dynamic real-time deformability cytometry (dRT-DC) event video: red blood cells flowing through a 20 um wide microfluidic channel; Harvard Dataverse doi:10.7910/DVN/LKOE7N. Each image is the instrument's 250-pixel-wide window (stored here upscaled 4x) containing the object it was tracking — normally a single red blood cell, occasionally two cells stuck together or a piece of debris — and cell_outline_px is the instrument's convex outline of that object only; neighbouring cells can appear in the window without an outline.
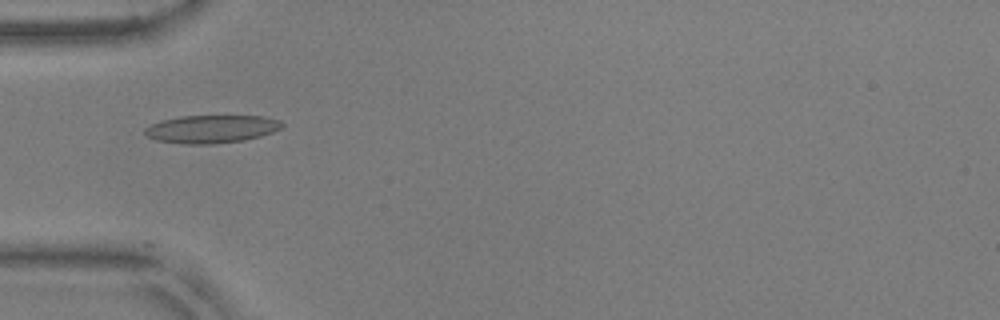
{"species": "common noctule bat (a hibernating species)", "species_latin": "Nyctalus noctula", "temperature_condition": "warm", "stored_images_in_passage": 21, "camera_frame_rate_fps": 3000, "um_per_image_px": 0.085, "animal": {"sex": "male", "body_mass_g": 17.9, "forearm_length_mm": 54.2}, "frame": {"image": 1, "passage_image": 1, "time_ms": 0.0, "image_size_px": [1000, 320], "cell_outline_px": [[284, 124], [280, 128], [272, 132], [260, 136], [244, 140], [212, 144], [184, 144], [156, 140], [148, 136], [144, 132], [144, 128], [160, 120], [180, 116], [264, 116], [280, 120]], "centroid_in_image_um": [17.96, 10.96], "position_along_channel_um": 67.0, "area_um2": 22.31}}
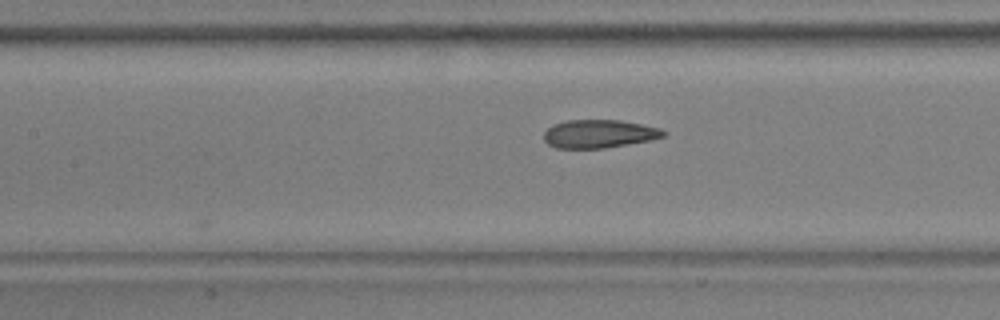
{"frame": {"image": 2, "passage_image": 8, "time_ms": 2.333, "image_size_px": [1000, 320], "cell_outline_px": [[664, 136], [652, 140], [604, 148], [556, 148], [548, 144], [544, 140], [544, 132], [552, 124], [564, 120], [620, 120], [660, 128], [664, 132]], "centroid_in_image_um": [50.88, 11.37], "position_along_channel_um": 156.5, "area_um2": 19.65}}
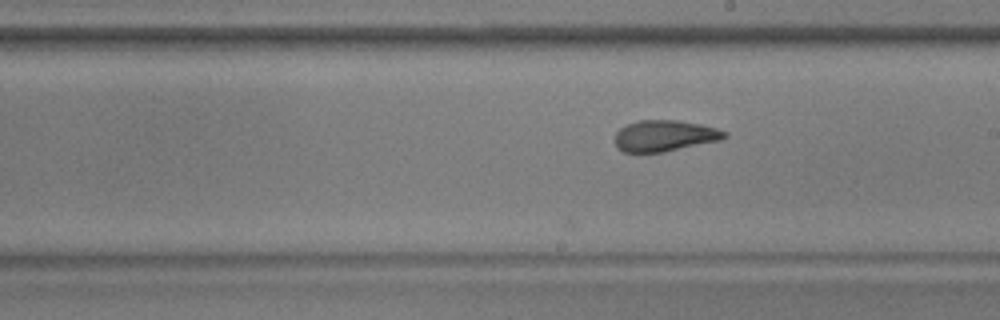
{"frame": {"image": 3, "passage_image": 14, "time_ms": 4.333, "image_size_px": [1000, 320], "cell_outline_px": [[728, 136], [720, 140], [664, 152], [624, 152], [616, 148], [616, 132], [620, 128], [628, 124], [640, 120], [676, 120], [700, 124], [716, 128], [728, 132]], "centroid_in_image_um": [56.5, 11.54], "position_along_channel_um": 232.5, "area_um2": 19.83}}